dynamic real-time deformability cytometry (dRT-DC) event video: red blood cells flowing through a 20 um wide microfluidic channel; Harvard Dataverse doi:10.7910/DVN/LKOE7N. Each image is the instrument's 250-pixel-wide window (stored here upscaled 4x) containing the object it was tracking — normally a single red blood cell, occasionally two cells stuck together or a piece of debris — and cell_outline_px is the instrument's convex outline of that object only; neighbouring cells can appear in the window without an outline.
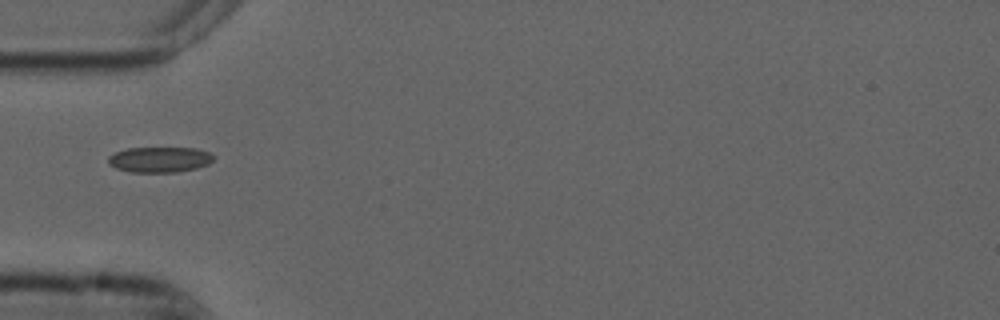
{"species": "common noctule bat (a hibernating species)", "species_latin": "Nyctalus noctula", "temperature_condition": "cold", "stored_images_in_passage": 34, "camera_frame_rate_fps": 3000, "um_per_image_px": 0.085, "animal": {"sex": "male", "forearm_length_mm": 52.5}, "frame": {"image": 1, "passage_image": 1, "time_ms": 0.0, "image_size_px": [1000, 320], "cell_outline_px": [[192, 164], [184, 168], [124, 168], [116, 164], [112, 160], [116, 156], [124, 152], [144, 148], [176, 148], [192, 152]], "centroid_in_image_um": [13.15, 13.47], "position_along_channel_um": 71.9, "area_um2": 10.0}}
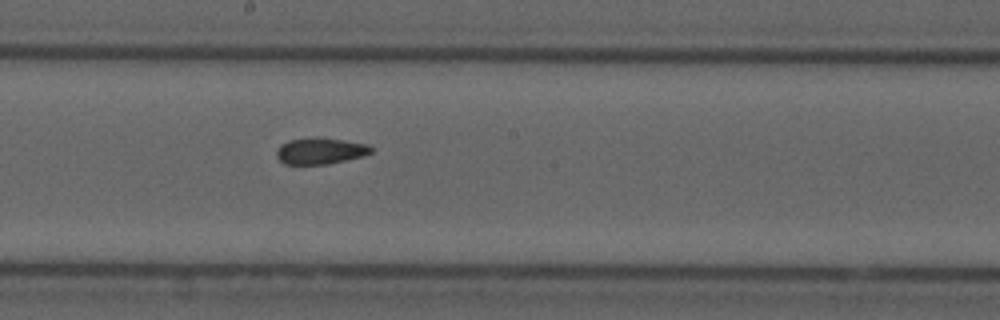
{"frame": {"image": 2, "passage_image": 13, "time_ms": 4.0, "image_size_px": [1000, 320], "cell_outline_px": [[368, 152], [336, 160], [308, 164], [292, 164], [284, 160], [280, 156], [280, 148], [288, 144], [300, 140], [328, 140], [352, 144], [368, 148]], "centroid_in_image_um": [27.09, 12.87], "position_along_channel_um": 221.1, "area_um2": 11.16}}
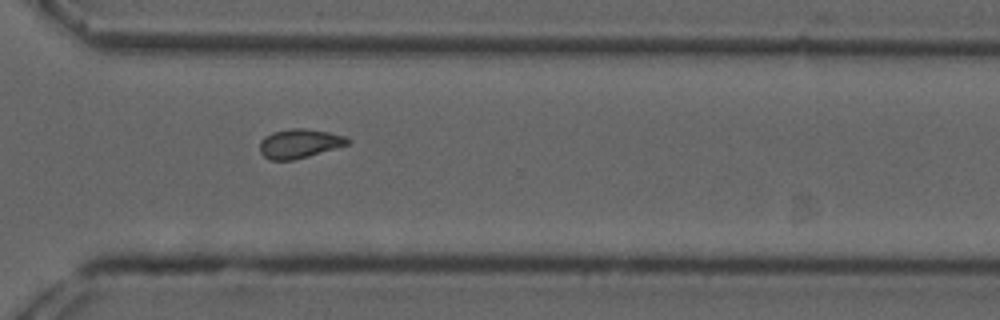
{"frame": {"image": 3, "passage_image": 23, "time_ms": 7.333, "image_size_px": [1000, 320], "cell_outline_px": [[348, 140], [340, 144], [300, 156], [284, 160], [280, 160], [268, 156], [264, 152], [264, 140], [280, 132], [316, 132], [336, 136]], "centroid_in_image_um": [25.37, 12.24], "position_along_channel_um": 345.2, "area_um2": 11.21}, "authors_computed_cell_mechanics": {"area_um2": 10.8375, "velocity_mm_per_s": 3.7312, "shape_relaxation_time_tau1_ms": null, "shape_relaxation_time_tau2_ms": 4.2753, "deformation_change_tau1": null, "deformation_change_tau2": 0.0696}}